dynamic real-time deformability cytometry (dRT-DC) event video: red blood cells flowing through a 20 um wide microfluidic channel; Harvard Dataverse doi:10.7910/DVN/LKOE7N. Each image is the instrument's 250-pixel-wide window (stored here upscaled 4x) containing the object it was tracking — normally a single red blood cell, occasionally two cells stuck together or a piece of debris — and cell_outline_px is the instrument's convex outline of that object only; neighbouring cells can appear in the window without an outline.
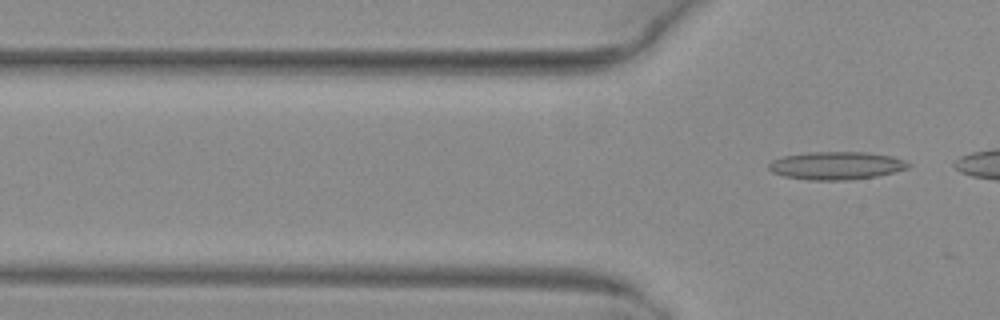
{"species": "common noctule bat (a hibernating species)", "species_latin": "Nyctalus noctula", "temperature_condition": "warm", "stored_images_in_passage": 6, "segment_of_instrument_passage": [2, 2], "camera_frame_rate_fps": 3000, "um_per_image_px": 0.085, "animal": {"sex": "female", "body_mass_g": 29.2, "forearm_length_mm": 56.3}, "frame": {"image": 1, "passage_image": 6, "time_ms": 1.667, "image_size_px": [1000, 320], "cell_outline_px": [[912, 164], [908, 168], [876, 176], [848, 180], [808, 180], [784, 176], [772, 172], [768, 168], [768, 164], [772, 160], [784, 156], [812, 152], [868, 152], [892, 156], [904, 160]], "centroid_in_image_um": [71.08, 14.07], "position_along_channel_um": 54.7, "area_um2": 22.66}}